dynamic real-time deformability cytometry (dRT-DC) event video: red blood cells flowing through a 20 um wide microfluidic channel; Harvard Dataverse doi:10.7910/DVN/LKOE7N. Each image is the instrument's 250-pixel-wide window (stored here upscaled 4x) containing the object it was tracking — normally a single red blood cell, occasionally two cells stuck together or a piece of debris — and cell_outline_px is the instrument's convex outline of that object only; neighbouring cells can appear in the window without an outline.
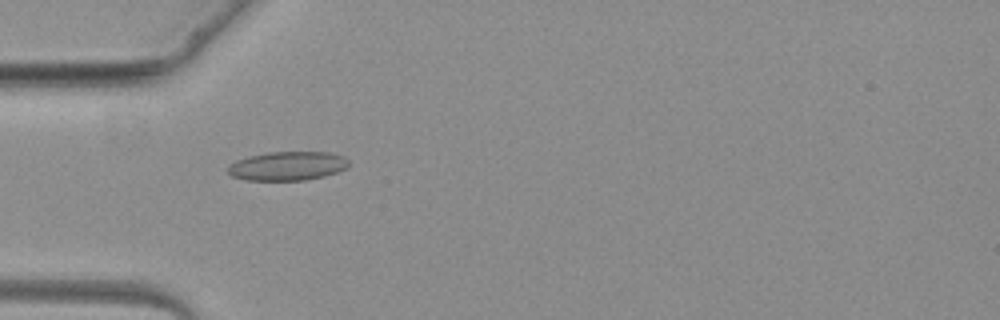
{"species": "common noctule bat (a hibernating species)", "species_latin": "Nyctalus noctula", "temperature_condition": "warm", "stored_images_in_passage": 4, "camera_frame_rate_fps": 3000, "um_per_image_px": 0.085, "animal": {"sex": "female", "body_mass_g": 19.3, "forearm_length_mm": 54.1}, "frame": {"image": 1, "passage_image": 3, "time_ms": 3.0, "image_size_px": [1000, 320], "cell_outline_px": [[348, 168], [324, 176], [304, 180], [248, 180], [232, 176], [228, 172], [228, 164], [236, 160], [248, 156], [268, 152], [332, 152], [344, 156], [348, 160]], "centroid_in_image_um": [24.44, 14.1], "position_along_channel_um": 60.6, "area_um2": 20.46}}
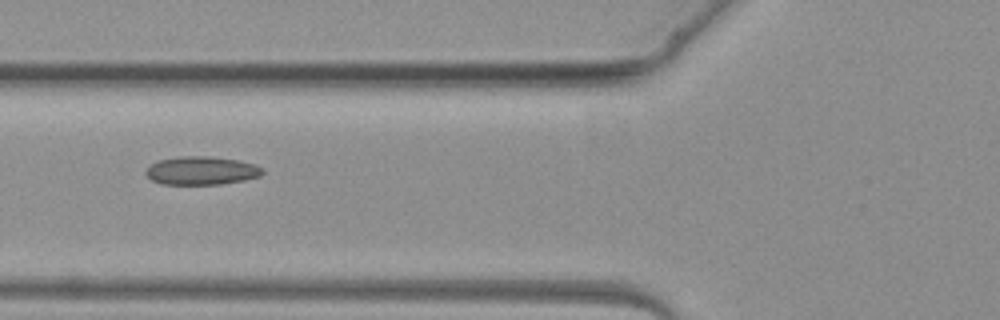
{"frame": {"image": 2, "passage_image": 4, "time_ms": 4.0, "image_size_px": [1000, 320], "cell_outline_px": [[264, 172], [260, 176], [244, 180], [220, 184], [160, 184], [152, 180], [144, 172], [152, 164], [160, 160], [180, 156], [212, 156], [236, 160], [256, 164], [264, 168]], "centroid_in_image_um": [17.16, 14.5], "position_along_channel_um": 108.6, "area_um2": 19.25}}